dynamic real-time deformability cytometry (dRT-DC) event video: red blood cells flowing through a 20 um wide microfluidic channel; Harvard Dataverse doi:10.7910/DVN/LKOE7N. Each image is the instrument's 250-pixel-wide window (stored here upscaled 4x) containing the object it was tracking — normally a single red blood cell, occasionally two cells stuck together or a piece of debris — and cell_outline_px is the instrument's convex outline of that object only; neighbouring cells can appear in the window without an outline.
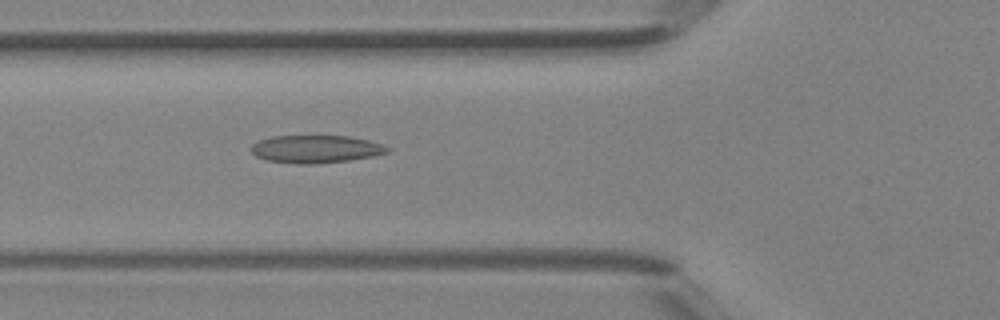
{"species": "Egyptian fruit bat (a non-hibernating species)", "species_latin": "Rousettus aegyptiacus", "temperature_condition": "room temperature", "stored_images_in_passage": 29, "camera_frame_rate_fps": 3000, "um_per_image_px": 0.085, "animal": {"sex": "female"}, "frame": {"image": 1, "passage_image": 3, "time_ms": 0.667, "image_size_px": [1000, 320], "cell_outline_px": [[392, 148], [388, 152], [372, 156], [348, 160], [312, 164], [300, 164], [264, 160], [256, 156], [252, 152], [252, 144], [260, 140], [272, 136], [348, 136], [368, 140]], "centroid_in_image_um": [26.83, 12.67], "position_along_channel_um": 99.0, "area_um2": 21.85}}
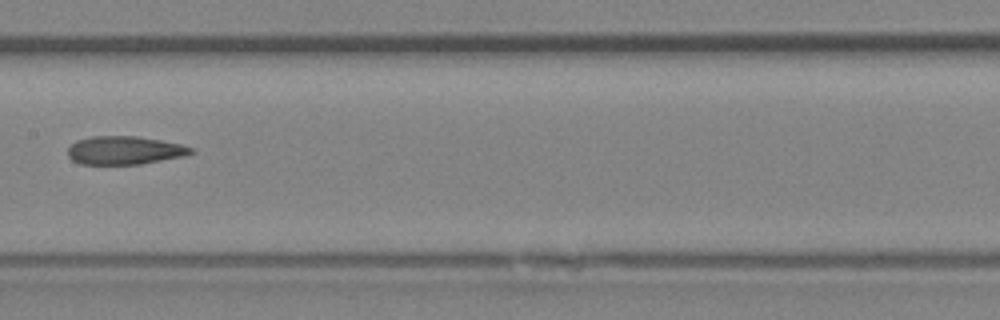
{"frame": {"image": 2, "passage_image": 9, "time_ms": 2.667, "image_size_px": [1000, 320], "cell_outline_px": [[196, 152], [184, 156], [140, 164], [80, 164], [72, 160], [68, 156], [68, 148], [76, 140], [92, 136], [136, 136], [160, 140], [180, 144], [196, 148]], "centroid_in_image_um": [10.61, 12.78], "position_along_channel_um": 196.8, "area_um2": 20.4}}
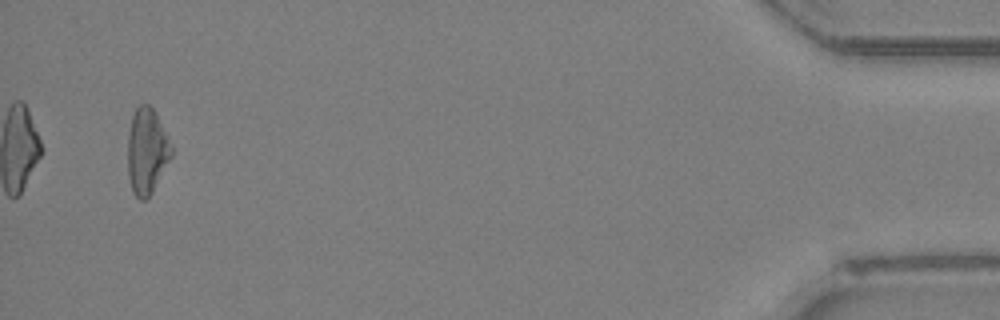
{"frame": {"image": 3, "passage_image": 28, "time_ms": 9.0, "image_size_px": [1000, 320], "cell_outline_px": [[172, 156], [152, 192], [144, 200], [140, 200], [132, 192], [128, 176], [128, 136], [132, 116], [136, 108], [140, 104], [148, 104], [156, 112], [172, 144]], "centroid_in_image_um": [12.49, 12.84], "position_along_channel_um": 422.7, "area_um2": 21.91}}